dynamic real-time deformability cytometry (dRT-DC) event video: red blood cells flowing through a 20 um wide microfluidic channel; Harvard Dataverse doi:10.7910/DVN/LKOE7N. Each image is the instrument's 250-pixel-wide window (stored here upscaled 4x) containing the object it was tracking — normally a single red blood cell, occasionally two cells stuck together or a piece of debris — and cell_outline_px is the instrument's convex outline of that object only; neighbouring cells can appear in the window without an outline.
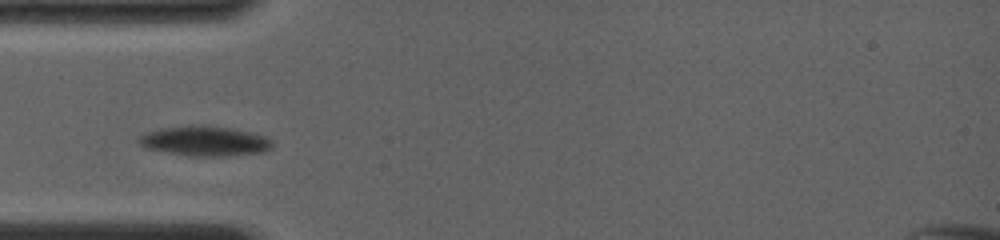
{"species": "common noctule bat (a hibernating species)", "species_latin": "Nyctalus noctula", "temperature_condition": "room temperature", "stored_images_in_passage": 28, "camera_frame_rate_fps": 4000, "um_per_image_px": 0.085, "animal": {"sex": "female", "body_mass_g": 19.0, "forearm_length_mm": 56.7}, "frame": {"image": 1, "passage_image": 3, "time_ms": 1.0, "image_size_px": [1000, 240], "cell_outline_px": [[272, 148], [264, 152], [232, 156], [188, 156], [144, 148], [136, 140], [136, 136], [160, 128], [192, 124], [208, 124], [232, 128], [252, 132], [264, 136], [272, 140]], "centroid_in_image_um": [17.39, 11.97], "position_along_channel_um": 67.6, "area_um2": 23.93}}
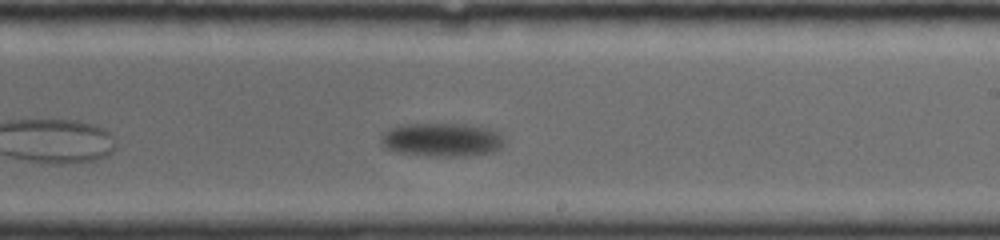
{"frame": {"image": 2, "passage_image": 14, "time_ms": 6.5, "image_size_px": [1000, 240], "cell_outline_px": [[504, 144], [500, 148], [492, 152], [468, 156], [428, 156], [396, 152], [388, 148], [380, 140], [384, 132], [392, 128], [404, 124], [468, 124], [484, 128], [496, 132], [504, 140]], "centroid_in_image_um": [37.56, 11.89], "position_along_channel_um": 251.4, "area_um2": 23.87}}
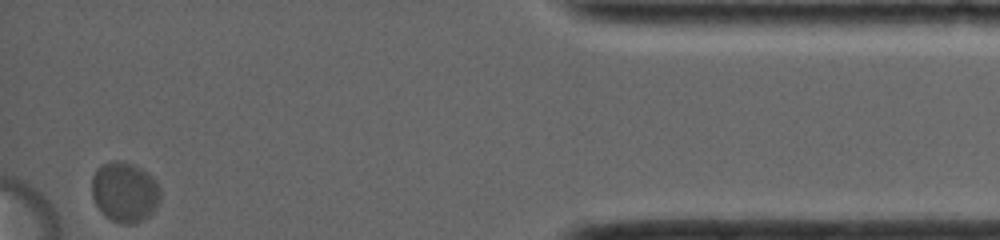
{"frame": {"image": 3, "passage_image": 28, "time_ms": 13.25, "image_size_px": [1000, 240], "cell_outline_px": [[160, 200], [156, 208], [148, 216], [132, 224], [120, 224], [104, 216], [96, 204], [92, 196], [92, 176], [104, 164], [112, 160], [120, 160], [132, 164], [148, 172], [156, 180], [160, 188]], "centroid_in_image_um": [10.62, 16.33], "position_along_channel_um": 424.6, "area_um2": 24.04}, "authors_computed_cell_mechanics": {"area_um2": 23.987, "velocity_mm_per_s": 3.3548, "shape_relaxation_time_tau1_ms": 2.187, "shape_relaxation_time_tau2_ms": null, "deformation_change_tau1": 0.0544, "deformation_change_tau2": null}}